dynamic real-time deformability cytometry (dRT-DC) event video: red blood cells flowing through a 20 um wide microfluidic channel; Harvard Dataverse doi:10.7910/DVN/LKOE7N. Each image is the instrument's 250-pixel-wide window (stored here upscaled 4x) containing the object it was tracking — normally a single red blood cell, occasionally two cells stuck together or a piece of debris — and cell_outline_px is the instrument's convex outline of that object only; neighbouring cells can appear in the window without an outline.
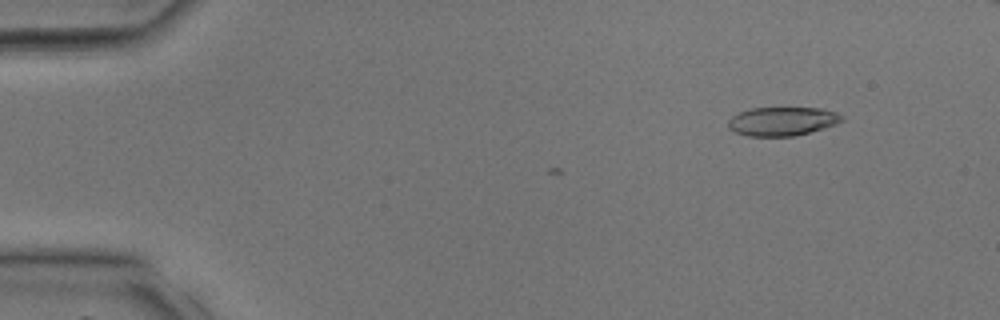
{"species": "common noctule bat (a hibernating species)", "species_latin": "Nyctalus noctula", "temperature_condition": "room temperature", "stored_images_in_passage": 7, "camera_frame_rate_fps": 3000, "um_per_image_px": 0.085, "animal": {"sex": "male", "body_mass_g": 17.9, "forearm_length_mm": 54.2}, "frame": {"image": 1, "passage_image": 1, "time_ms": 0.0, "image_size_px": [1000, 320], "cell_outline_px": [[844, 120], [836, 124], [824, 128], [796, 136], [748, 136], [736, 132], [728, 128], [728, 120], [732, 116], [740, 112], [752, 108], [820, 108], [836, 112], [844, 116]], "centroid_in_image_um": [66.51, 10.31], "position_along_channel_um": 18.5, "area_um2": 19.07}}